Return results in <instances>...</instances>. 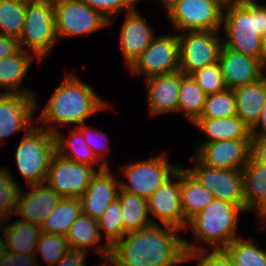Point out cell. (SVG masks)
<instances>
[{
    "label": "cell",
    "mask_w": 266,
    "mask_h": 266,
    "mask_svg": "<svg viewBox=\"0 0 266 266\" xmlns=\"http://www.w3.org/2000/svg\"><path fill=\"white\" fill-rule=\"evenodd\" d=\"M188 260L197 259V266H232V260L224 249L202 248L184 239ZM200 246V247H199ZM210 251V253H209ZM209 253L208 255H206Z\"/></svg>",
    "instance_id": "obj_38"
},
{
    "label": "cell",
    "mask_w": 266,
    "mask_h": 266,
    "mask_svg": "<svg viewBox=\"0 0 266 266\" xmlns=\"http://www.w3.org/2000/svg\"><path fill=\"white\" fill-rule=\"evenodd\" d=\"M237 115L236 97L232 89L207 95L199 118H226Z\"/></svg>",
    "instance_id": "obj_36"
},
{
    "label": "cell",
    "mask_w": 266,
    "mask_h": 266,
    "mask_svg": "<svg viewBox=\"0 0 266 266\" xmlns=\"http://www.w3.org/2000/svg\"><path fill=\"white\" fill-rule=\"evenodd\" d=\"M193 123L208 136V140L201 144L223 140L251 139V130L237 115L226 118H197Z\"/></svg>",
    "instance_id": "obj_25"
},
{
    "label": "cell",
    "mask_w": 266,
    "mask_h": 266,
    "mask_svg": "<svg viewBox=\"0 0 266 266\" xmlns=\"http://www.w3.org/2000/svg\"><path fill=\"white\" fill-rule=\"evenodd\" d=\"M219 64L226 88L235 89L251 84L264 76L259 59L222 46Z\"/></svg>",
    "instance_id": "obj_18"
},
{
    "label": "cell",
    "mask_w": 266,
    "mask_h": 266,
    "mask_svg": "<svg viewBox=\"0 0 266 266\" xmlns=\"http://www.w3.org/2000/svg\"><path fill=\"white\" fill-rule=\"evenodd\" d=\"M76 128L81 132L85 142L91 148V150L93 151L95 157L102 163V165H104L105 167H109L108 162L104 161V159H103L104 158L103 156L105 155L103 152L104 151L108 152V150L106 149V146H105L106 150L103 149L104 146H102L100 148L99 146L101 144L99 145L98 144L99 141L97 142L98 137H100L102 133L97 131L98 129H93L92 127L84 125V124L78 125ZM92 134H94V135H92ZM101 159H102V161H101Z\"/></svg>",
    "instance_id": "obj_42"
},
{
    "label": "cell",
    "mask_w": 266,
    "mask_h": 266,
    "mask_svg": "<svg viewBox=\"0 0 266 266\" xmlns=\"http://www.w3.org/2000/svg\"><path fill=\"white\" fill-rule=\"evenodd\" d=\"M117 199L120 202L123 229L126 233L157 224L148 214L147 198L119 189Z\"/></svg>",
    "instance_id": "obj_27"
},
{
    "label": "cell",
    "mask_w": 266,
    "mask_h": 266,
    "mask_svg": "<svg viewBox=\"0 0 266 266\" xmlns=\"http://www.w3.org/2000/svg\"><path fill=\"white\" fill-rule=\"evenodd\" d=\"M129 70L133 75L145 74L146 79L180 71L178 33L155 36L149 46L129 66Z\"/></svg>",
    "instance_id": "obj_11"
},
{
    "label": "cell",
    "mask_w": 266,
    "mask_h": 266,
    "mask_svg": "<svg viewBox=\"0 0 266 266\" xmlns=\"http://www.w3.org/2000/svg\"><path fill=\"white\" fill-rule=\"evenodd\" d=\"M176 182L167 179L149 197L148 212L156 217L162 225L184 229V214L180 200V168L173 174Z\"/></svg>",
    "instance_id": "obj_16"
},
{
    "label": "cell",
    "mask_w": 266,
    "mask_h": 266,
    "mask_svg": "<svg viewBox=\"0 0 266 266\" xmlns=\"http://www.w3.org/2000/svg\"><path fill=\"white\" fill-rule=\"evenodd\" d=\"M36 96L0 91V142L19 131H29L33 113L38 108Z\"/></svg>",
    "instance_id": "obj_15"
},
{
    "label": "cell",
    "mask_w": 266,
    "mask_h": 266,
    "mask_svg": "<svg viewBox=\"0 0 266 266\" xmlns=\"http://www.w3.org/2000/svg\"><path fill=\"white\" fill-rule=\"evenodd\" d=\"M68 249L67 239L63 235L42 232L37 242V251L50 265L56 264Z\"/></svg>",
    "instance_id": "obj_39"
},
{
    "label": "cell",
    "mask_w": 266,
    "mask_h": 266,
    "mask_svg": "<svg viewBox=\"0 0 266 266\" xmlns=\"http://www.w3.org/2000/svg\"><path fill=\"white\" fill-rule=\"evenodd\" d=\"M224 250L230 256L232 266H266V252L251 240H244L239 236Z\"/></svg>",
    "instance_id": "obj_35"
},
{
    "label": "cell",
    "mask_w": 266,
    "mask_h": 266,
    "mask_svg": "<svg viewBox=\"0 0 266 266\" xmlns=\"http://www.w3.org/2000/svg\"><path fill=\"white\" fill-rule=\"evenodd\" d=\"M36 254H19L13 251H6L4 256L0 259V266H37L40 265L35 260Z\"/></svg>",
    "instance_id": "obj_43"
},
{
    "label": "cell",
    "mask_w": 266,
    "mask_h": 266,
    "mask_svg": "<svg viewBox=\"0 0 266 266\" xmlns=\"http://www.w3.org/2000/svg\"><path fill=\"white\" fill-rule=\"evenodd\" d=\"M99 167L80 197L82 213L95 220L99 219L108 205L117 199L120 189V181L112 176L110 168L102 164Z\"/></svg>",
    "instance_id": "obj_17"
},
{
    "label": "cell",
    "mask_w": 266,
    "mask_h": 266,
    "mask_svg": "<svg viewBox=\"0 0 266 266\" xmlns=\"http://www.w3.org/2000/svg\"><path fill=\"white\" fill-rule=\"evenodd\" d=\"M5 222L4 220H2V224L0 223V228H1V225H3ZM7 251V246H6V242L5 240H3L1 237H0V259L4 256V254L6 253Z\"/></svg>",
    "instance_id": "obj_49"
},
{
    "label": "cell",
    "mask_w": 266,
    "mask_h": 266,
    "mask_svg": "<svg viewBox=\"0 0 266 266\" xmlns=\"http://www.w3.org/2000/svg\"><path fill=\"white\" fill-rule=\"evenodd\" d=\"M165 4V10L168 11L173 5H175L180 0H161Z\"/></svg>",
    "instance_id": "obj_50"
},
{
    "label": "cell",
    "mask_w": 266,
    "mask_h": 266,
    "mask_svg": "<svg viewBox=\"0 0 266 266\" xmlns=\"http://www.w3.org/2000/svg\"><path fill=\"white\" fill-rule=\"evenodd\" d=\"M240 212H246L245 205L214 198L187 222L186 228H191L197 242L208 243L210 249H224L238 238L236 228Z\"/></svg>",
    "instance_id": "obj_4"
},
{
    "label": "cell",
    "mask_w": 266,
    "mask_h": 266,
    "mask_svg": "<svg viewBox=\"0 0 266 266\" xmlns=\"http://www.w3.org/2000/svg\"><path fill=\"white\" fill-rule=\"evenodd\" d=\"M236 97L237 116L251 130L258 122L266 102V78L233 89Z\"/></svg>",
    "instance_id": "obj_23"
},
{
    "label": "cell",
    "mask_w": 266,
    "mask_h": 266,
    "mask_svg": "<svg viewBox=\"0 0 266 266\" xmlns=\"http://www.w3.org/2000/svg\"><path fill=\"white\" fill-rule=\"evenodd\" d=\"M259 62H260L261 68L264 71H266V35L262 37Z\"/></svg>",
    "instance_id": "obj_48"
},
{
    "label": "cell",
    "mask_w": 266,
    "mask_h": 266,
    "mask_svg": "<svg viewBox=\"0 0 266 266\" xmlns=\"http://www.w3.org/2000/svg\"><path fill=\"white\" fill-rule=\"evenodd\" d=\"M242 174L245 210H255L260 220L266 222V165L256 162L250 156Z\"/></svg>",
    "instance_id": "obj_22"
},
{
    "label": "cell",
    "mask_w": 266,
    "mask_h": 266,
    "mask_svg": "<svg viewBox=\"0 0 266 266\" xmlns=\"http://www.w3.org/2000/svg\"><path fill=\"white\" fill-rule=\"evenodd\" d=\"M54 17L57 37L93 33L109 24L83 0H54Z\"/></svg>",
    "instance_id": "obj_10"
},
{
    "label": "cell",
    "mask_w": 266,
    "mask_h": 266,
    "mask_svg": "<svg viewBox=\"0 0 266 266\" xmlns=\"http://www.w3.org/2000/svg\"><path fill=\"white\" fill-rule=\"evenodd\" d=\"M224 10L223 45L259 59L262 37L266 35V6L245 0L226 4Z\"/></svg>",
    "instance_id": "obj_3"
},
{
    "label": "cell",
    "mask_w": 266,
    "mask_h": 266,
    "mask_svg": "<svg viewBox=\"0 0 266 266\" xmlns=\"http://www.w3.org/2000/svg\"><path fill=\"white\" fill-rule=\"evenodd\" d=\"M206 96L191 75H185L180 71L178 112L185 113L193 123L203 111Z\"/></svg>",
    "instance_id": "obj_32"
},
{
    "label": "cell",
    "mask_w": 266,
    "mask_h": 266,
    "mask_svg": "<svg viewBox=\"0 0 266 266\" xmlns=\"http://www.w3.org/2000/svg\"><path fill=\"white\" fill-rule=\"evenodd\" d=\"M213 194L201 185L185 168H180V200L184 214V229L187 222L207 207Z\"/></svg>",
    "instance_id": "obj_26"
},
{
    "label": "cell",
    "mask_w": 266,
    "mask_h": 266,
    "mask_svg": "<svg viewBox=\"0 0 266 266\" xmlns=\"http://www.w3.org/2000/svg\"><path fill=\"white\" fill-rule=\"evenodd\" d=\"M51 96L37 122L45 123L41 128L52 134L57 131V127L49 125L50 122L68 126L76 123L78 126L84 124L96 111L107 107L92 87L80 81L74 74H69Z\"/></svg>",
    "instance_id": "obj_2"
},
{
    "label": "cell",
    "mask_w": 266,
    "mask_h": 266,
    "mask_svg": "<svg viewBox=\"0 0 266 266\" xmlns=\"http://www.w3.org/2000/svg\"><path fill=\"white\" fill-rule=\"evenodd\" d=\"M1 230L3 238L7 241L8 251L25 255L36 254L37 242L42 233L40 226L19 219Z\"/></svg>",
    "instance_id": "obj_28"
},
{
    "label": "cell",
    "mask_w": 266,
    "mask_h": 266,
    "mask_svg": "<svg viewBox=\"0 0 266 266\" xmlns=\"http://www.w3.org/2000/svg\"><path fill=\"white\" fill-rule=\"evenodd\" d=\"M191 76L206 95L215 94L226 89L219 62L203 67Z\"/></svg>",
    "instance_id": "obj_40"
},
{
    "label": "cell",
    "mask_w": 266,
    "mask_h": 266,
    "mask_svg": "<svg viewBox=\"0 0 266 266\" xmlns=\"http://www.w3.org/2000/svg\"><path fill=\"white\" fill-rule=\"evenodd\" d=\"M196 158L211 168L242 170L250 159L251 139H233L199 144Z\"/></svg>",
    "instance_id": "obj_14"
},
{
    "label": "cell",
    "mask_w": 266,
    "mask_h": 266,
    "mask_svg": "<svg viewBox=\"0 0 266 266\" xmlns=\"http://www.w3.org/2000/svg\"><path fill=\"white\" fill-rule=\"evenodd\" d=\"M21 190L11 172L4 166L0 168V221L6 220L9 214L15 215Z\"/></svg>",
    "instance_id": "obj_37"
},
{
    "label": "cell",
    "mask_w": 266,
    "mask_h": 266,
    "mask_svg": "<svg viewBox=\"0 0 266 266\" xmlns=\"http://www.w3.org/2000/svg\"><path fill=\"white\" fill-rule=\"evenodd\" d=\"M194 161L195 167L186 170L209 190L215 199L234 205H245L242 170L211 168L203 165L196 157Z\"/></svg>",
    "instance_id": "obj_13"
},
{
    "label": "cell",
    "mask_w": 266,
    "mask_h": 266,
    "mask_svg": "<svg viewBox=\"0 0 266 266\" xmlns=\"http://www.w3.org/2000/svg\"><path fill=\"white\" fill-rule=\"evenodd\" d=\"M30 187L32 190L28 193L24 194L21 190L16 212L22 216L21 221L41 227L57 206L61 196L45 183Z\"/></svg>",
    "instance_id": "obj_19"
},
{
    "label": "cell",
    "mask_w": 266,
    "mask_h": 266,
    "mask_svg": "<svg viewBox=\"0 0 266 266\" xmlns=\"http://www.w3.org/2000/svg\"><path fill=\"white\" fill-rule=\"evenodd\" d=\"M19 49L18 39L11 36L0 35V59L15 54Z\"/></svg>",
    "instance_id": "obj_46"
},
{
    "label": "cell",
    "mask_w": 266,
    "mask_h": 266,
    "mask_svg": "<svg viewBox=\"0 0 266 266\" xmlns=\"http://www.w3.org/2000/svg\"><path fill=\"white\" fill-rule=\"evenodd\" d=\"M146 80L150 115L178 112L180 71L152 76Z\"/></svg>",
    "instance_id": "obj_21"
},
{
    "label": "cell",
    "mask_w": 266,
    "mask_h": 266,
    "mask_svg": "<svg viewBox=\"0 0 266 266\" xmlns=\"http://www.w3.org/2000/svg\"><path fill=\"white\" fill-rule=\"evenodd\" d=\"M96 172L91 166L68 160L55 153L44 183L61 197L80 198Z\"/></svg>",
    "instance_id": "obj_12"
},
{
    "label": "cell",
    "mask_w": 266,
    "mask_h": 266,
    "mask_svg": "<svg viewBox=\"0 0 266 266\" xmlns=\"http://www.w3.org/2000/svg\"><path fill=\"white\" fill-rule=\"evenodd\" d=\"M250 156L256 162L266 165V134L251 135Z\"/></svg>",
    "instance_id": "obj_45"
},
{
    "label": "cell",
    "mask_w": 266,
    "mask_h": 266,
    "mask_svg": "<svg viewBox=\"0 0 266 266\" xmlns=\"http://www.w3.org/2000/svg\"><path fill=\"white\" fill-rule=\"evenodd\" d=\"M70 133L68 139L63 138L59 130L54 133L56 153L68 160L91 167H94L93 164L96 165L97 162L100 164V161L85 142L81 132L75 128Z\"/></svg>",
    "instance_id": "obj_30"
},
{
    "label": "cell",
    "mask_w": 266,
    "mask_h": 266,
    "mask_svg": "<svg viewBox=\"0 0 266 266\" xmlns=\"http://www.w3.org/2000/svg\"><path fill=\"white\" fill-rule=\"evenodd\" d=\"M224 6L220 0H180L166 13L176 31H220Z\"/></svg>",
    "instance_id": "obj_7"
},
{
    "label": "cell",
    "mask_w": 266,
    "mask_h": 266,
    "mask_svg": "<svg viewBox=\"0 0 266 266\" xmlns=\"http://www.w3.org/2000/svg\"><path fill=\"white\" fill-rule=\"evenodd\" d=\"M219 32L188 31L187 33L186 31L178 34L180 71L183 74L191 75L197 70L219 61L223 46Z\"/></svg>",
    "instance_id": "obj_8"
},
{
    "label": "cell",
    "mask_w": 266,
    "mask_h": 266,
    "mask_svg": "<svg viewBox=\"0 0 266 266\" xmlns=\"http://www.w3.org/2000/svg\"><path fill=\"white\" fill-rule=\"evenodd\" d=\"M145 18L134 8L127 12L121 29L120 41L124 60L129 67L155 38Z\"/></svg>",
    "instance_id": "obj_20"
},
{
    "label": "cell",
    "mask_w": 266,
    "mask_h": 266,
    "mask_svg": "<svg viewBox=\"0 0 266 266\" xmlns=\"http://www.w3.org/2000/svg\"><path fill=\"white\" fill-rule=\"evenodd\" d=\"M28 53L27 48L24 50L20 48L15 54L0 59V86L7 89L5 93L36 96L28 89L25 90L19 87L30 68L33 58L39 59L34 53Z\"/></svg>",
    "instance_id": "obj_24"
},
{
    "label": "cell",
    "mask_w": 266,
    "mask_h": 266,
    "mask_svg": "<svg viewBox=\"0 0 266 266\" xmlns=\"http://www.w3.org/2000/svg\"><path fill=\"white\" fill-rule=\"evenodd\" d=\"M223 4H229V3H236V2H243L245 0H220Z\"/></svg>",
    "instance_id": "obj_51"
},
{
    "label": "cell",
    "mask_w": 266,
    "mask_h": 266,
    "mask_svg": "<svg viewBox=\"0 0 266 266\" xmlns=\"http://www.w3.org/2000/svg\"><path fill=\"white\" fill-rule=\"evenodd\" d=\"M121 206L118 199L108 205L101 217L97 219L99 233L101 236L102 230L105 231L107 244L98 245L96 248L98 254L102 259L108 260L110 255V248L119 241L126 233L123 229ZM105 258V259H104Z\"/></svg>",
    "instance_id": "obj_31"
},
{
    "label": "cell",
    "mask_w": 266,
    "mask_h": 266,
    "mask_svg": "<svg viewBox=\"0 0 266 266\" xmlns=\"http://www.w3.org/2000/svg\"><path fill=\"white\" fill-rule=\"evenodd\" d=\"M265 134H266V102L259 115L258 122L251 129V135H265Z\"/></svg>",
    "instance_id": "obj_47"
},
{
    "label": "cell",
    "mask_w": 266,
    "mask_h": 266,
    "mask_svg": "<svg viewBox=\"0 0 266 266\" xmlns=\"http://www.w3.org/2000/svg\"><path fill=\"white\" fill-rule=\"evenodd\" d=\"M106 263H107V260H105L104 263L101 264V266H108Z\"/></svg>",
    "instance_id": "obj_52"
},
{
    "label": "cell",
    "mask_w": 266,
    "mask_h": 266,
    "mask_svg": "<svg viewBox=\"0 0 266 266\" xmlns=\"http://www.w3.org/2000/svg\"><path fill=\"white\" fill-rule=\"evenodd\" d=\"M180 167L170 164L161 154L148 160L129 163L123 172L129 182H120L122 191L149 198ZM128 183V184H127Z\"/></svg>",
    "instance_id": "obj_9"
},
{
    "label": "cell",
    "mask_w": 266,
    "mask_h": 266,
    "mask_svg": "<svg viewBox=\"0 0 266 266\" xmlns=\"http://www.w3.org/2000/svg\"><path fill=\"white\" fill-rule=\"evenodd\" d=\"M69 248L84 250L101 240L97 220L81 213L65 235ZM88 246V247H87Z\"/></svg>",
    "instance_id": "obj_33"
},
{
    "label": "cell",
    "mask_w": 266,
    "mask_h": 266,
    "mask_svg": "<svg viewBox=\"0 0 266 266\" xmlns=\"http://www.w3.org/2000/svg\"><path fill=\"white\" fill-rule=\"evenodd\" d=\"M81 213L82 204L80 198L61 197L55 209L41 226L42 232L65 236Z\"/></svg>",
    "instance_id": "obj_29"
},
{
    "label": "cell",
    "mask_w": 266,
    "mask_h": 266,
    "mask_svg": "<svg viewBox=\"0 0 266 266\" xmlns=\"http://www.w3.org/2000/svg\"><path fill=\"white\" fill-rule=\"evenodd\" d=\"M87 252L69 248L54 266H86Z\"/></svg>",
    "instance_id": "obj_44"
},
{
    "label": "cell",
    "mask_w": 266,
    "mask_h": 266,
    "mask_svg": "<svg viewBox=\"0 0 266 266\" xmlns=\"http://www.w3.org/2000/svg\"><path fill=\"white\" fill-rule=\"evenodd\" d=\"M27 0H0V35L19 39L24 27Z\"/></svg>",
    "instance_id": "obj_34"
},
{
    "label": "cell",
    "mask_w": 266,
    "mask_h": 266,
    "mask_svg": "<svg viewBox=\"0 0 266 266\" xmlns=\"http://www.w3.org/2000/svg\"><path fill=\"white\" fill-rule=\"evenodd\" d=\"M59 40L55 29L54 0H27L19 46L24 45L41 61Z\"/></svg>",
    "instance_id": "obj_6"
},
{
    "label": "cell",
    "mask_w": 266,
    "mask_h": 266,
    "mask_svg": "<svg viewBox=\"0 0 266 266\" xmlns=\"http://www.w3.org/2000/svg\"><path fill=\"white\" fill-rule=\"evenodd\" d=\"M55 153L54 134L40 126H34L25 132L15 151V160L28 186L45 182L51 159Z\"/></svg>",
    "instance_id": "obj_5"
},
{
    "label": "cell",
    "mask_w": 266,
    "mask_h": 266,
    "mask_svg": "<svg viewBox=\"0 0 266 266\" xmlns=\"http://www.w3.org/2000/svg\"><path fill=\"white\" fill-rule=\"evenodd\" d=\"M95 11H98L111 24V17L115 14L127 10V12L135 8L136 0H83Z\"/></svg>",
    "instance_id": "obj_41"
},
{
    "label": "cell",
    "mask_w": 266,
    "mask_h": 266,
    "mask_svg": "<svg viewBox=\"0 0 266 266\" xmlns=\"http://www.w3.org/2000/svg\"><path fill=\"white\" fill-rule=\"evenodd\" d=\"M180 229L153 224L125 233L110 248V266H174L188 261Z\"/></svg>",
    "instance_id": "obj_1"
}]
</instances>
